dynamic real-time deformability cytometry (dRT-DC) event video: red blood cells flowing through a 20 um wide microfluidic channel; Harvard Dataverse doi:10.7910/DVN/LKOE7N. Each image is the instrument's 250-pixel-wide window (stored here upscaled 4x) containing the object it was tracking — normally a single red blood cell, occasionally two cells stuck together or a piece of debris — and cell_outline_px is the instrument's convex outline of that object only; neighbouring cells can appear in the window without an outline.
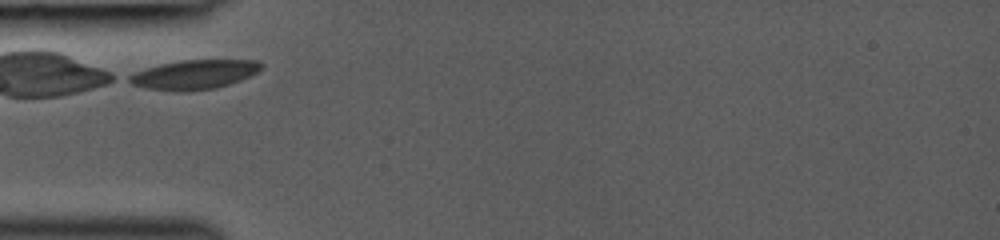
{"species": "common noctule bat (a hibernating species)", "species_latin": "Nyctalus noctula", "temperature_condition": "room temperature", "stored_images_in_passage": 6, "camera_frame_rate_fps": 3000, "um_per_image_px": 0.085, "animal": {"sex": "female", "body_mass_g": 19.0, "forearm_length_mm": 53.3}, "frame": {"image": 1, "passage_image": 1, "time_ms": 0.0, "image_size_px": [1000, 240], "cell_outline_px": [[264, 64], [256, 72], [240, 80], [216, 88], [184, 92], [180, 92], [148, 88], [132, 84], [124, 80], [128, 76], [136, 72], [160, 64], [184, 60], [256, 60]], "centroid_in_image_um": [16.48, 6.34], "position_along_channel_um": 68.5, "area_um2": 22.37}}
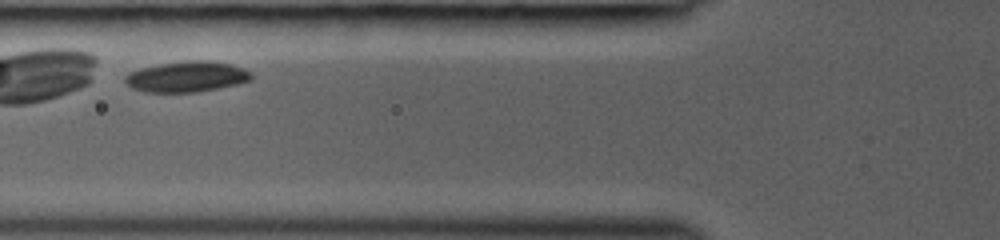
{"frame": {"image": 2, "passage_image": 4, "time_ms": 1.0, "image_size_px": [1000, 240], "cell_outline_px": [[252, 80], [236, 84], [196, 92], [148, 92], [132, 88], [124, 80], [124, 76], [140, 68], [160, 64], [188, 60], [208, 60], [228, 64], [240, 68], [248, 72], [252, 76]], "centroid_in_image_um": [15.84, 6.52], "position_along_channel_um": 110.0, "area_um2": 22.14}}